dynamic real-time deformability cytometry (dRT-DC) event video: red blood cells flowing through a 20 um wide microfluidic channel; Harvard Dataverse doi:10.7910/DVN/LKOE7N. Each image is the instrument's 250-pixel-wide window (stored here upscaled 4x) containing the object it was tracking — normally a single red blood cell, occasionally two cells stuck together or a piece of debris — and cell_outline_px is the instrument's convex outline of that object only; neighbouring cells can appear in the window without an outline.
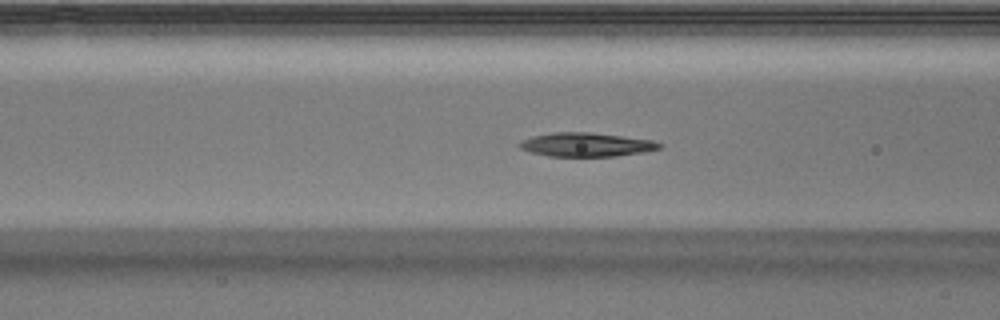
{"species": "Egyptian fruit bat (a non-hibernating species)", "species_latin": "Rousettus aegyptiacus", "temperature_condition": "warm", "stored_images_in_passage": 52, "camera_frame_rate_fps": 3000, "um_per_image_px": 0.085, "animal": {"sex": "male"}, "frame": {"image": 1, "passage_image": 20, "time_ms": 6.333, "image_size_px": [1000, 320], "cell_outline_px": [[660, 148], [640, 152], [616, 156], [548, 156], [532, 152], [520, 148], [520, 144], [524, 140], [532, 136], [552, 132], [588, 132], [652, 140], [660, 144]], "centroid_in_image_um": [49.8, 12.29], "position_along_channel_um": 116.8, "area_um2": 18.96}}
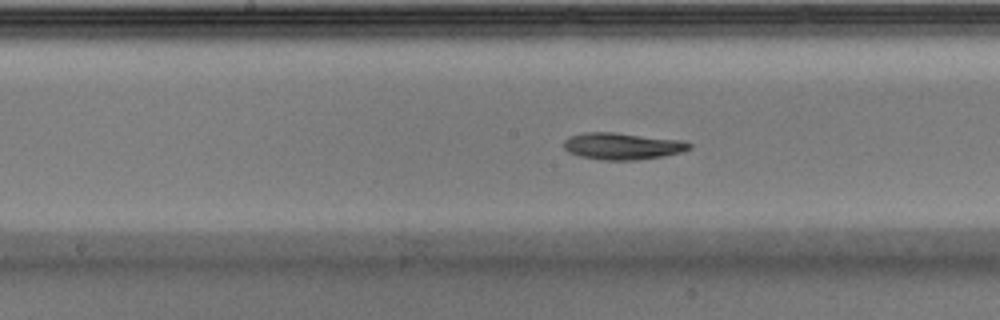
{"frame": {"image": 2, "passage_image": 26, "time_ms": 8.333, "image_size_px": [1000, 320], "cell_outline_px": [[692, 148], [680, 152], [664, 156], [632, 160], [604, 160], [580, 156], [568, 152], [564, 148], [564, 140], [568, 136], [584, 132], [616, 132], [680, 140], [692, 144]], "centroid_in_image_um": [52.87, 12.41], "position_along_channel_um": 195.3, "area_um2": 19.59}}
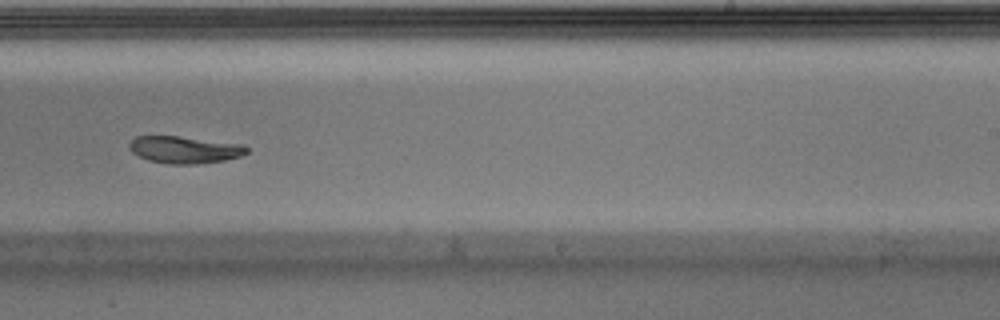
{"frame": {"image": 3, "passage_image": 32, "time_ms": 10.333, "image_size_px": [1000, 320], "cell_outline_px": [[248, 152], [240, 156], [224, 160], [196, 164], [168, 164], [148, 160], [132, 152], [128, 148], [128, 144], [136, 136], [180, 136], [244, 144], [248, 148]], "centroid_in_image_um": [15.69, 12.72], "position_along_channel_um": 273.3, "area_um2": 18.61}, "authors_computed_cell_mechanics": {"area_um2": 19.1029, "velocity_mm_per_s": 3.9144, "shape_relaxation_time_tau1_ms": 4.5528, "shape_relaxation_time_tau2_ms": 5.8487, "deformation_change_tau1": 0.1918, "deformation_change_tau2": 0.1125}}